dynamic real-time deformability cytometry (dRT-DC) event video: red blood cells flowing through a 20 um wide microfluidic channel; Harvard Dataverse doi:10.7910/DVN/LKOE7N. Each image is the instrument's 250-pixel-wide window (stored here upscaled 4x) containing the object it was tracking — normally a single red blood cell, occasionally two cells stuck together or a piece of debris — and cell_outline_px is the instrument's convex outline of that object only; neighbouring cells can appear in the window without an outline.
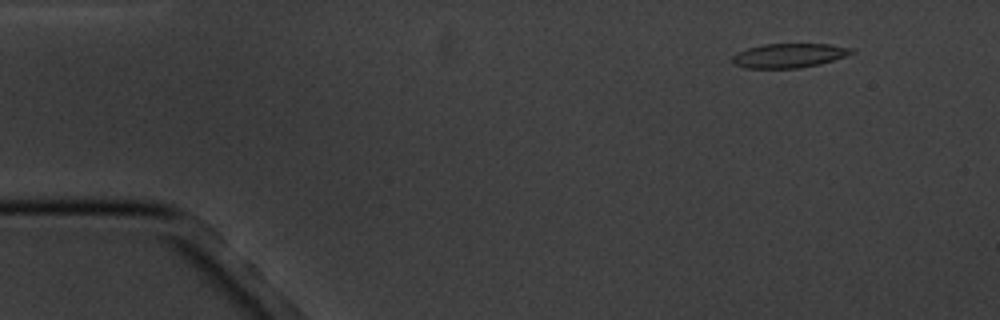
{"species": "common noctule bat (a hibernating species)", "species_latin": "Nyctalus noctula", "temperature_condition": "cold", "stored_images_in_passage": 5, "camera_frame_rate_fps": 3000, "um_per_image_px": 0.085, "animal": {"sex": "male", "body_mass_g": 20.1, "forearm_length_mm": 53.5}, "frame": {"image": 1, "passage_image": 1, "time_ms": 0.0, "image_size_px": [1000, 320], "cell_outline_px": [[856, 52], [820, 64], [796, 68], [744, 68], [732, 64], [732, 56], [736, 52], [748, 48], [764, 44], [828, 44], [856, 48]], "centroid_in_image_um": [67.05, 4.72], "position_along_channel_um": 17.9, "area_um2": 16.94}}
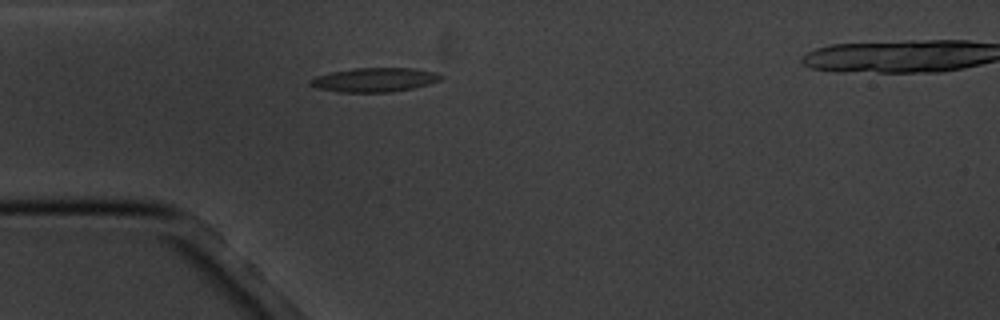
{"frame": {"image": 2, "passage_image": 4, "time_ms": 3.333, "image_size_px": [1000, 320], "cell_outline_px": [[444, 76], [440, 80], [428, 84], [412, 88], [392, 92], [336, 92], [316, 88], [308, 84], [308, 80], [316, 76], [332, 72], [352, 68], [416, 68], [436, 72]], "centroid_in_image_um": [31.81, 6.78], "position_along_channel_um": 53.2, "area_um2": 18.5}}